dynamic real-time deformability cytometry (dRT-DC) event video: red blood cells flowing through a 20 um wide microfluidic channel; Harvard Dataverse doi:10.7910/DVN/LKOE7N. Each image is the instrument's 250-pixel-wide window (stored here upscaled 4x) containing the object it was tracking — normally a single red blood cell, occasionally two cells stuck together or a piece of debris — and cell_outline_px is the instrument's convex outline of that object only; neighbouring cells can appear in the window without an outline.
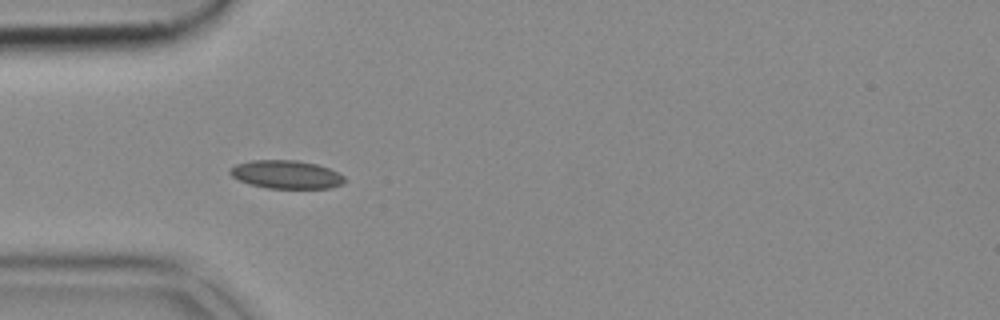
{"species": "common noctule bat (a hibernating species)", "species_latin": "Nyctalus noctula", "temperature_condition": "cold", "stored_images_in_passage": 9, "camera_frame_rate_fps": 3000, "um_per_image_px": 0.085, "animal": {"sex": "female", "body_mass_g": 18.4}, "frame": {"image": 1, "passage_image": 5, "time_ms": 1.333, "image_size_px": [1000, 320], "cell_outline_px": [[344, 184], [332, 188], [268, 188], [248, 184], [232, 176], [228, 172], [228, 168], [236, 164], [252, 160], [296, 160], [316, 164], [328, 168], [344, 176]], "centroid_in_image_um": [24.31, 14.83], "position_along_channel_um": 60.7, "area_um2": 18.9}}